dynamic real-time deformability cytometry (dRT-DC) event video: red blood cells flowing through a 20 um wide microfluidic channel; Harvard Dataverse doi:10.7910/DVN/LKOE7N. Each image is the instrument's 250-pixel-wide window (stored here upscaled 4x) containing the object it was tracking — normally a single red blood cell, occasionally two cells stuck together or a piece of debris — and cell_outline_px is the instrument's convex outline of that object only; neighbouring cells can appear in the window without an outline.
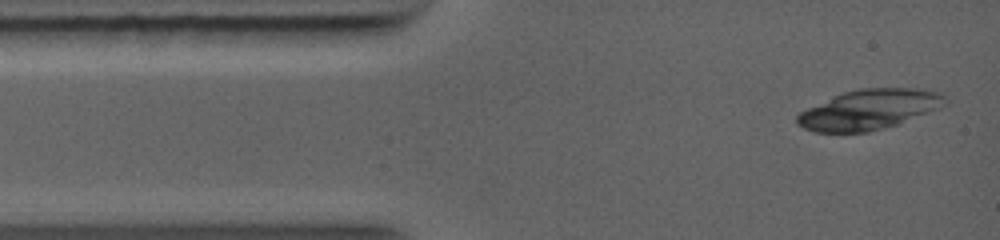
{"species": "common noctule bat (a hibernating species)", "species_latin": "Nyctalus noctula", "temperature_condition": "warm", "stored_images_in_passage": 8, "camera_frame_rate_fps": 5000, "um_per_image_px": 0.085, "animal": {"sex": "female", "body_mass_g": 19.0, "forearm_length_mm": 56.7}, "frame": {"image": 1, "passage_image": 2, "time_ms": 0.2, "image_size_px": [1000, 240], "cell_outline_px": [[948, 104], [896, 124], [868, 132], [816, 132], [804, 128], [796, 124], [796, 116], [800, 112], [808, 108], [844, 92], [860, 88], [916, 88], [936, 92], [944, 96], [948, 100]], "centroid_in_image_um": [73.86, 9.31], "position_along_channel_um": 11.1, "area_um2": 33.93}}